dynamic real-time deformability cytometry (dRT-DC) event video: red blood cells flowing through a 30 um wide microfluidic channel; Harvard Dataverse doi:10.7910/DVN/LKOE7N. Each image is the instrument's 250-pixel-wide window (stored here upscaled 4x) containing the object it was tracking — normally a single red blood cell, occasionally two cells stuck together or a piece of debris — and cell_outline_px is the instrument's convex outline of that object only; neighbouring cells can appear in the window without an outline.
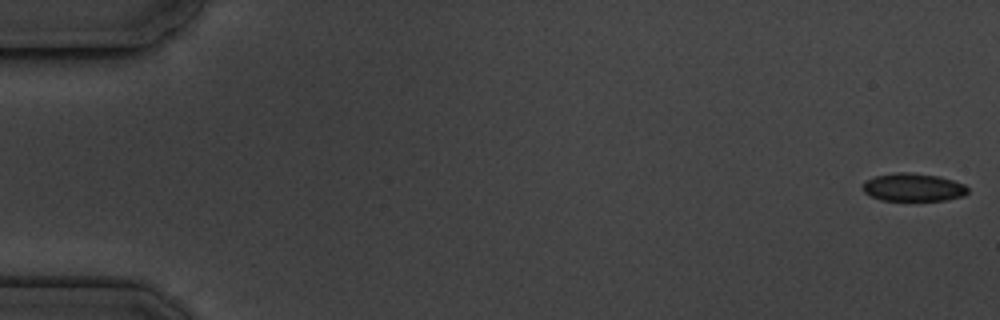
{"species": "common noctule bat (a hibernating species)", "species_latin": "Nyctalus noctula", "temperature_condition": "cold", "stored_images_in_passage": 5, "segment_of_instrument_passage": [1, 2], "camera_frame_rate_fps": 3000, "um_per_image_px": 0.085, "animal": {"sex": "male", "body_mass_g": 19.5, "forearm_length_mm": 54.6}, "frame": {"image": 1, "passage_image": 1, "time_ms": 0.0, "image_size_px": [1000, 320], "cell_outline_px": [[968, 192], [964, 196], [948, 200], [880, 200], [868, 196], [860, 188], [864, 180], [876, 176], [896, 172], [912, 172], [936, 176], [952, 180], [964, 184], [968, 188]], "centroid_in_image_um": [77.57, 15.92], "position_along_channel_um": 7.4, "area_um2": 17.34}}